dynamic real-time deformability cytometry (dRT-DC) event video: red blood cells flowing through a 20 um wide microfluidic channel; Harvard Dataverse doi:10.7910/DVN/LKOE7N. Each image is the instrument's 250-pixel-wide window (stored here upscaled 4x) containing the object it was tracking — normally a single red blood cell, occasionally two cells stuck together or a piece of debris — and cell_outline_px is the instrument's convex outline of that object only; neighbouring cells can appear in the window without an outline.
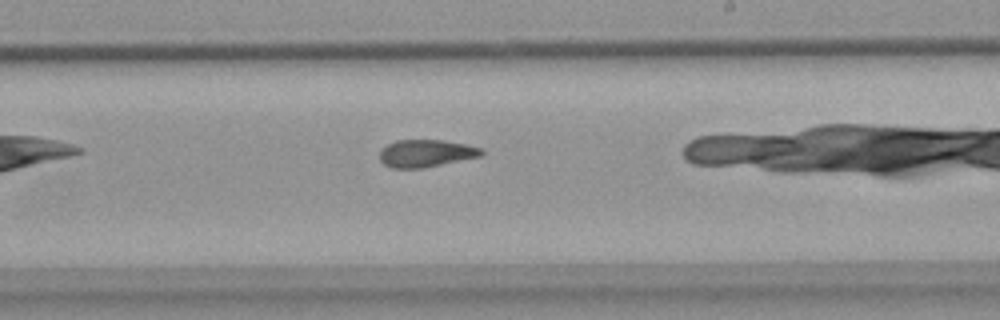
{"species": "common noctule bat (a hibernating species)", "species_latin": "Nyctalus noctula", "temperature_condition": "warm", "stored_images_in_passage": 30, "camera_frame_rate_fps": 3000, "um_per_image_px": 0.085, "animal": {"sex": "female", "body_mass_g": 18.4}, "frame": {"image": 1, "passage_image": 18, "time_ms": 5.667, "image_size_px": [1000, 320], "cell_outline_px": [[484, 152], [480, 156], [424, 168], [392, 168], [384, 164], [380, 160], [380, 148], [396, 140], [444, 140], [484, 148]], "centroid_in_image_um": [36.2, 13.03], "position_along_channel_um": 252.8, "area_um2": 16.3}}